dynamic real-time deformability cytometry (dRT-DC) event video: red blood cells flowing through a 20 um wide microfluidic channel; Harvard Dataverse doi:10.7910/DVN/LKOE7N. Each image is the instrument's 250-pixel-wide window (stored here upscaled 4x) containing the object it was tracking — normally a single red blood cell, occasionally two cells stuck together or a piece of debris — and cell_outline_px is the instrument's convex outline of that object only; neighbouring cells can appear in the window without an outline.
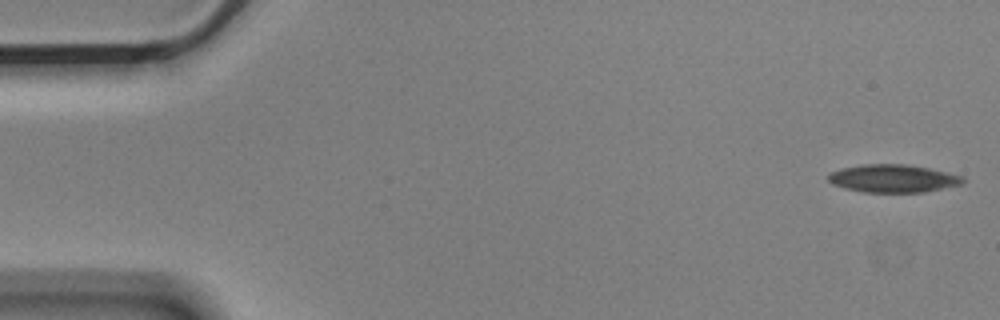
{"species": "Egyptian fruit bat (a non-hibernating species)", "species_latin": "Rousettus aegyptiacus", "temperature_condition": "cold", "stored_images_in_passage": 6, "segment_of_instrument_passage": [1, 2], "camera_frame_rate_fps": 3000, "um_per_image_px": 0.085, "animal": {"sex": "male"}, "frame": {"image": 1, "passage_image": 1, "time_ms": 0.0, "image_size_px": [1000, 320], "cell_outline_px": [[964, 180], [960, 184], [924, 192], [864, 192], [844, 188], [832, 184], [828, 180], [828, 172], [840, 168], [860, 164], [904, 164], [928, 168], [964, 176]], "centroid_in_image_um": [75.84, 15.16], "position_along_channel_um": 9.2, "area_um2": 21.85}}
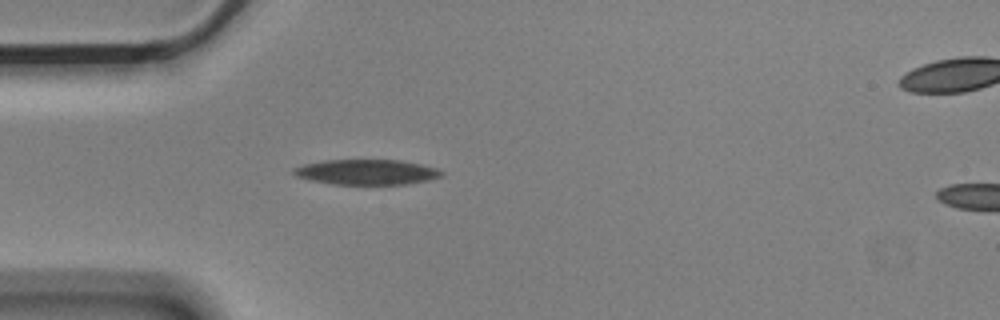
{"frame": {"image": 2, "passage_image": 5, "time_ms": 1.333, "image_size_px": [1000, 320], "cell_outline_px": [[444, 176], [428, 180], [408, 184], [332, 184], [308, 180], [296, 176], [292, 172], [292, 168], [304, 164], [324, 160], [400, 160], [420, 164], [436, 168], [444, 172]], "centroid_in_image_um": [31.15, 14.63], "position_along_channel_um": 53.8, "area_um2": 21.85}}